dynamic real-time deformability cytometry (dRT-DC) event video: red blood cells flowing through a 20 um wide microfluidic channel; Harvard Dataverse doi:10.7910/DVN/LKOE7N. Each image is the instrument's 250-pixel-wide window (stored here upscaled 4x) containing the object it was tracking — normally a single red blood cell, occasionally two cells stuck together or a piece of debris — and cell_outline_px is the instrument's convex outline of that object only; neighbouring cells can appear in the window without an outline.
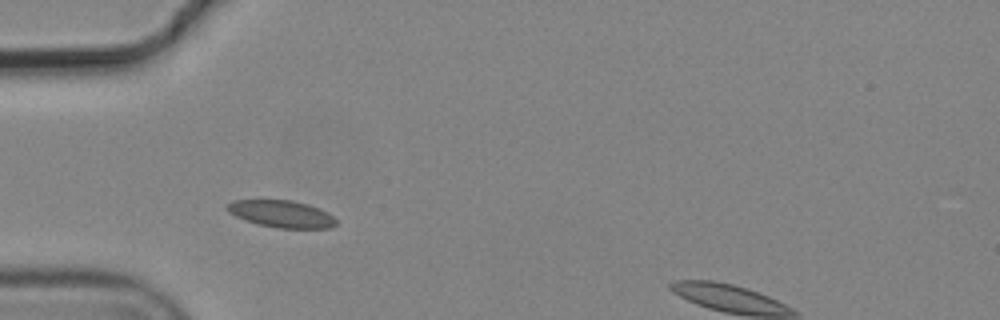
{"species": "common noctule bat (a hibernating species)", "species_latin": "Nyctalus noctula", "temperature_condition": "cold", "stored_images_in_passage": 4, "camera_frame_rate_fps": 3000, "um_per_image_px": 0.085, "animal": {"sex": "male", "body_mass_g": 19.2, "forearm_length_mm": 51.8}, "frame": {"image": 1, "passage_image": 2, "time_ms": 0.333, "image_size_px": [1000, 320], "cell_outline_px": [[336, 224], [332, 228], [276, 228], [256, 224], [244, 220], [228, 212], [224, 208], [232, 200], [292, 200], [308, 204], [320, 208], [328, 212], [336, 220]], "centroid_in_image_um": [23.91, 18.18], "position_along_channel_um": 61.1, "area_um2": 17.4}}
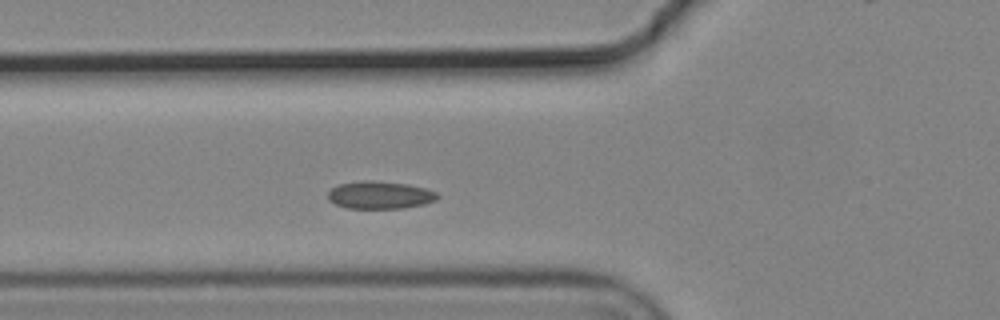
{"frame": {"image": 2, "passage_image": 3, "time_ms": 0.667, "image_size_px": [1000, 320], "cell_outline_px": [[440, 196], [436, 200], [424, 204], [400, 208], [348, 208], [336, 204], [328, 200], [328, 192], [336, 184], [360, 180], [372, 180], [408, 184], [428, 188], [436, 192]], "centroid_in_image_um": [32.29, 16.56], "position_along_channel_um": 93.5, "area_um2": 17.8}}